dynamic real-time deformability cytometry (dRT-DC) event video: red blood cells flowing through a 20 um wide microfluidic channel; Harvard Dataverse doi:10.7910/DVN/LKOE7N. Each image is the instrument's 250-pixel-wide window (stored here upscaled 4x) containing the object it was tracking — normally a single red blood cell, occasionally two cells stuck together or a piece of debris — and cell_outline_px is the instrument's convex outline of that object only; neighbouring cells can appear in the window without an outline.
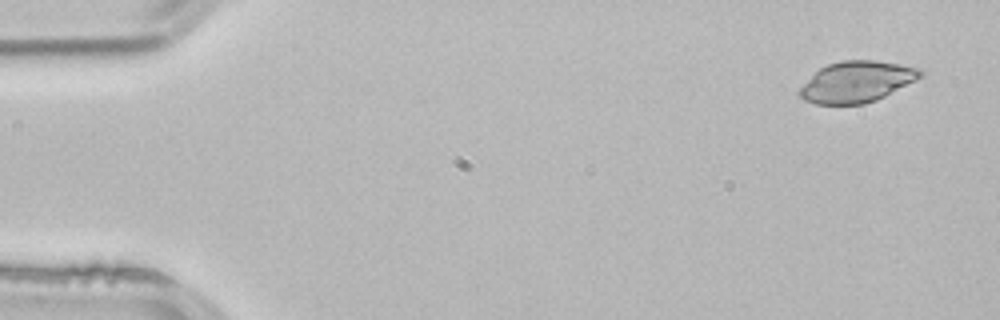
{"species": "common noctule bat (a hibernating species)", "species_latin": "Nyctalus noctula", "temperature_condition": "room temperature", "stored_images_in_passage": 3, "camera_frame_rate_fps": 3000, "um_per_image_px": 0.085, "animal": {"sex": "male", "body_mass_g": 21.5, "forearm_length_mm": 52.0}, "frame": {"image": 1, "passage_image": 1, "time_ms": 0.0, "image_size_px": [1000, 320], "cell_outline_px": [[924, 76], [876, 100], [864, 104], [816, 104], [804, 100], [796, 92], [820, 68], [828, 64], [840, 60], [872, 60], [920, 68], [924, 72]], "centroid_in_image_um": [72.82, 6.95], "position_along_channel_um": 12.2, "area_um2": 28.67}}